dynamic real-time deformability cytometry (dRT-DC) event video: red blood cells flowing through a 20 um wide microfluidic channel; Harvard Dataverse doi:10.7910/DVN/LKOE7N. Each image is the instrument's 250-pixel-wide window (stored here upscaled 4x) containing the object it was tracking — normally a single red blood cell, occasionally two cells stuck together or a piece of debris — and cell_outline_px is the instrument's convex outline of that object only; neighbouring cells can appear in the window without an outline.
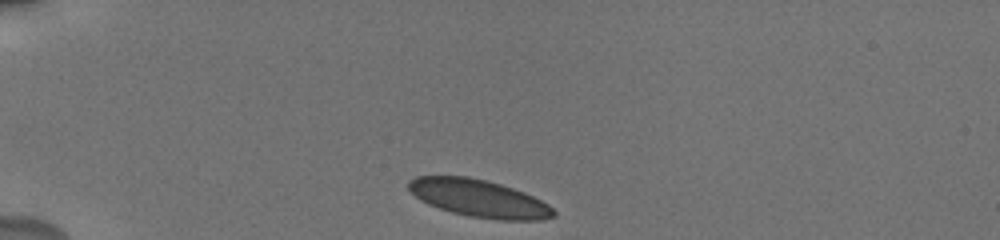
{"species": "human", "species_latin": "Homo sapiens", "temperature_condition": "cold", "stored_images_in_passage": 6, "camera_frame_rate_fps": 3000, "um_per_image_px": 0.085, "donor": {"sex": "male"}, "frame": {"image": 1, "passage_image": 1, "time_ms": 0.0, "image_size_px": [1000, 240], "cell_outline_px": [[556, 216], [544, 220], [500, 220], [468, 216], [452, 212], [428, 204], [420, 200], [408, 188], [408, 180], [416, 176], [468, 176], [500, 184], [524, 192], [548, 204], [556, 212]], "centroid_in_image_um": [40.72, 16.86], "position_along_channel_um": 44.3, "area_um2": 31.56}}